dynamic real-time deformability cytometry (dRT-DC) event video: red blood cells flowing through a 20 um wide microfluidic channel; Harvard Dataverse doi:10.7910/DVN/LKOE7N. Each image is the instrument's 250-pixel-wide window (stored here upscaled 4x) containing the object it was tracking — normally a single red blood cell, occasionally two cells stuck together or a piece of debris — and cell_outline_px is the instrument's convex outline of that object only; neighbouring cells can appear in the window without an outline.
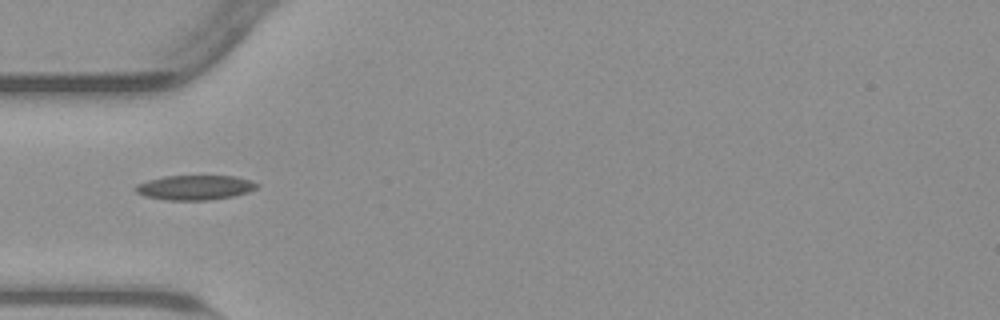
{"species": "common noctule bat (a hibernating species)", "species_latin": "Nyctalus noctula", "temperature_condition": "warm", "stored_images_in_passage": 38, "camera_frame_rate_fps": 3000, "um_per_image_px": 0.085, "animal": {"sex": "male", "body_mass_g": 23.1, "forearm_length_mm": 52.7}, "frame": {"image": 1, "passage_image": 1, "time_ms": 0.0, "image_size_px": [1000, 320], "cell_outline_px": [[260, 184], [256, 188], [248, 192], [232, 196], [208, 200], [164, 200], [144, 196], [136, 192], [132, 188], [136, 184], [148, 180], [164, 176], [232, 176], [248, 180]], "centroid_in_image_um": [16.5, 15.94], "position_along_channel_um": 68.5, "area_um2": 17.46}}
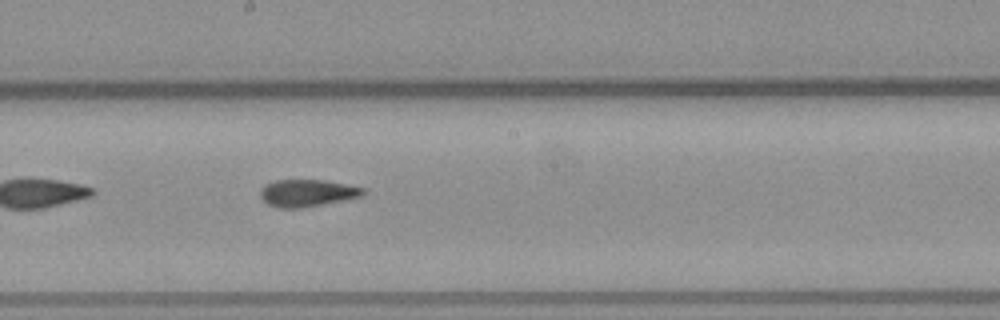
{"frame": {"image": 2, "passage_image": 13, "time_ms": 4.0, "image_size_px": [1000, 320], "cell_outline_px": [[364, 192], [360, 196], [300, 208], [280, 208], [268, 204], [260, 196], [260, 188], [264, 184], [276, 180], [324, 180], [364, 188]], "centroid_in_image_um": [26.03, 16.39], "position_along_channel_um": 222.2, "area_um2": 15.9}}
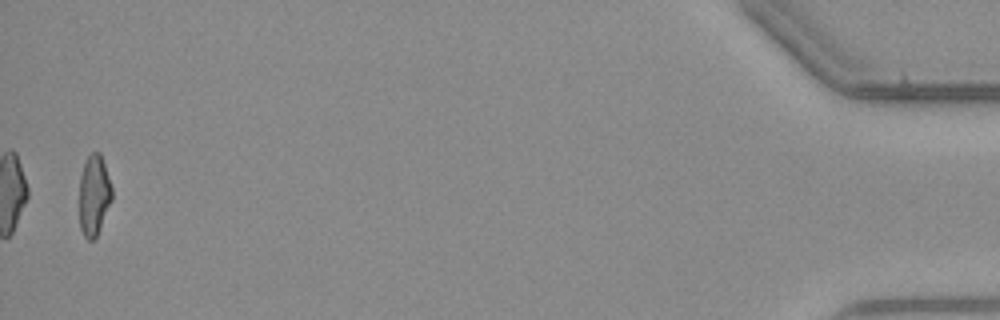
{"frame": {"image": 3, "passage_image": 37, "time_ms": 12.0, "image_size_px": [1000, 320], "cell_outline_px": [[112, 200], [96, 236], [92, 240], [88, 240], [84, 236], [80, 228], [80, 176], [84, 160], [92, 152], [100, 152], [112, 188]], "centroid_in_image_um": [7.98, 16.57], "position_along_channel_um": 427.2, "area_um2": 15.2}, "authors_computed_cell_mechanics": {"area_um2": 16.3574, "velocity_mm_per_s": 3.8087, "shape_relaxation_time_tau1_ms": null, "shape_relaxation_time_tau2_ms": 3.2843, "deformation_change_tau1": null, "deformation_change_tau2": 0.1098}}